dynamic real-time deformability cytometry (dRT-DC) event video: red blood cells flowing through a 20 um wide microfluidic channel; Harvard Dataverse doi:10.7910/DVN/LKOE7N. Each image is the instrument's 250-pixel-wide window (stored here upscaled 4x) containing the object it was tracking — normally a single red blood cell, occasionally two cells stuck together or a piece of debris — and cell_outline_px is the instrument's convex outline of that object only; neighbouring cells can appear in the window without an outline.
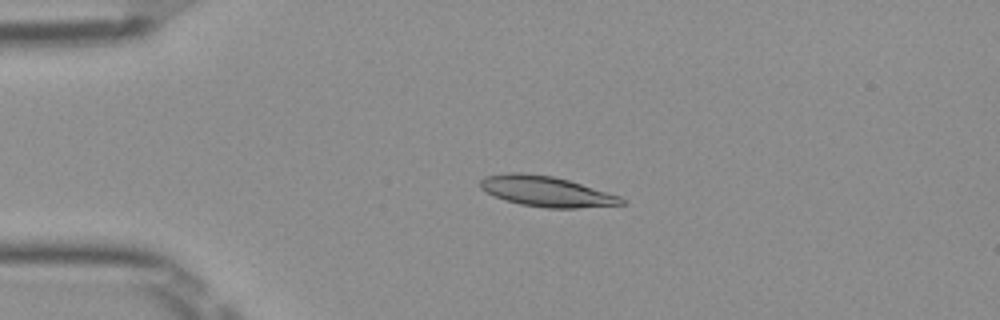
{"species": "Egyptian fruit bat (a non-hibernating species)", "species_latin": "Rousettus aegyptiacus", "temperature_condition": "room temperature", "stored_images_in_passage": 51, "camera_frame_rate_fps": 3000, "um_per_image_px": 0.085, "frame": {"image": 1, "passage_image": 12, "time_ms": 3.667, "image_size_px": [1000, 320], "cell_outline_px": [[628, 204], [580, 208], [544, 208], [520, 204], [504, 200], [480, 188], [480, 180], [484, 176], [508, 172], [524, 172], [552, 176], [568, 180], [620, 196], [628, 200]], "centroid_in_image_um": [46.47, 16.27], "position_along_channel_um": 38.5, "area_um2": 25.2}}
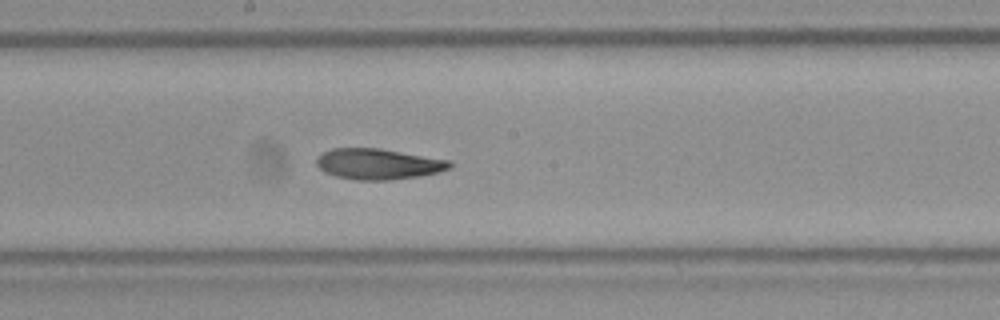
{"frame": {"image": 2, "passage_image": 28, "time_ms": 9.0, "image_size_px": [1000, 320], "cell_outline_px": [[452, 168], [420, 176], [388, 180], [356, 180], [336, 176], [324, 172], [316, 164], [316, 156], [332, 148], [380, 148], [452, 160]], "centroid_in_image_um": [32.16, 13.93], "position_along_channel_um": 216.0, "area_um2": 24.04}}
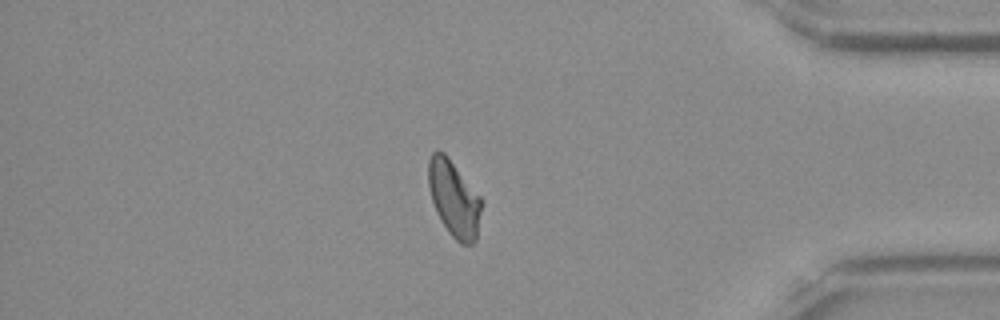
{"frame": {"image": 3, "passage_image": 44, "time_ms": 14.333, "image_size_px": [1000, 320], "cell_outline_px": [[484, 204], [476, 240], [472, 244], [460, 244], [448, 232], [440, 220], [436, 212], [432, 200], [428, 184], [428, 160], [432, 152], [436, 148], [444, 152], [484, 200]], "centroid_in_image_um": [38.61, 16.89], "position_along_channel_um": 396.6, "area_um2": 24.04}, "authors_computed_cell_mechanics": {"area_um2": 24.0448, "velocity_mm_per_s": 3.9622, "shape_relaxation_time_tau1_ms": 9.7854, "shape_relaxation_time_tau2_ms": 7.624, "deformation_change_tau1": 0.2506, "deformation_change_tau2": 0.144}}